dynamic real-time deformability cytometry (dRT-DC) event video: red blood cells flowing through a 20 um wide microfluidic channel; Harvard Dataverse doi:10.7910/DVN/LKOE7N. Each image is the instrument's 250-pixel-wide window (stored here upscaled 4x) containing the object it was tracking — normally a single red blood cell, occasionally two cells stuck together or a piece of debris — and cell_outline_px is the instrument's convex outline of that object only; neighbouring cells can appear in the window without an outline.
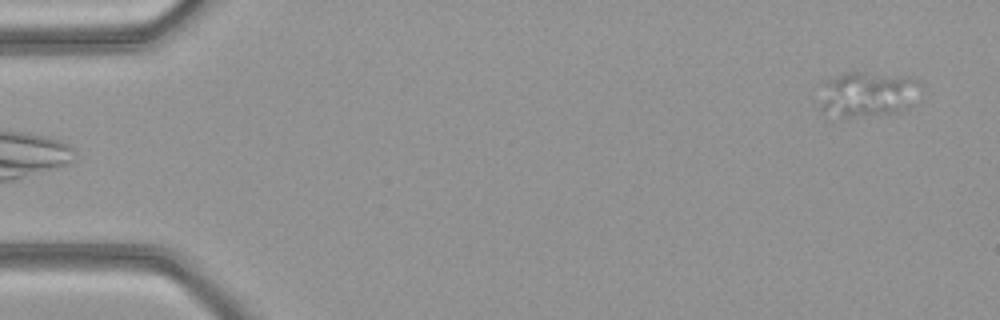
{"species": "common noctule bat (a hibernating species)", "species_latin": "Nyctalus noctula", "temperature_condition": "warm", "stored_images_in_passage": 49, "camera_frame_rate_fps": 3000, "um_per_image_px": 0.085, "animal": {"sex": "female", "body_mass_g": 21.9}, "frame": {"image": 1, "passage_image": 2, "time_ms": 0.333, "image_size_px": [1000, 320], "cell_outline_px": [[920, 84], [900, 108], [896, 112], [848, 116], [844, 116], [820, 108], [820, 104], [824, 80], [844, 72], [864, 72], [908, 76], [920, 80]], "centroid_in_image_um": [73.64, 7.92], "position_along_channel_um": 11.4, "area_um2": 25.03}}
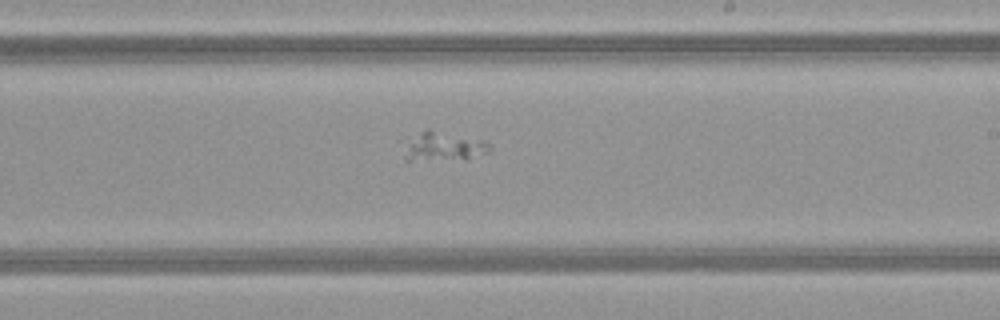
{"frame": {"image": 2, "passage_image": 29, "time_ms": 9.333, "image_size_px": [1000, 320], "cell_outline_px": [[492, 152], [464, 160], [404, 160], [408, 144], [420, 132], [428, 128], [484, 140], [492, 148]], "centroid_in_image_um": [37.82, 12.47], "position_along_channel_um": 251.2, "area_um2": 14.51}}
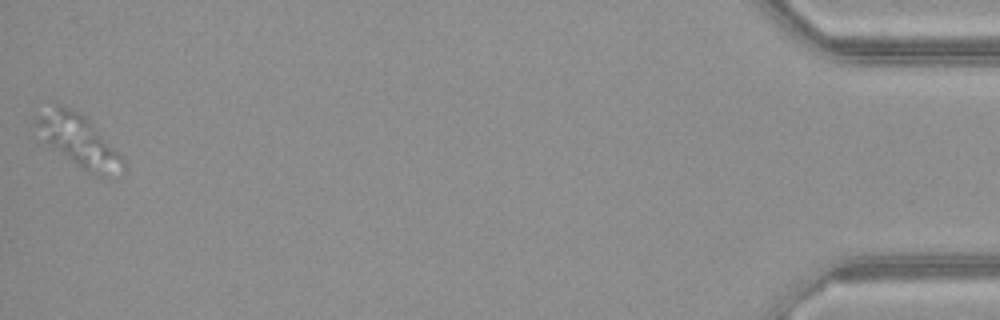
{"frame": {"image": 3, "passage_image": 49, "time_ms": 16.0, "image_size_px": [1000, 320], "cell_outline_px": [[128, 168], [100, 176], [88, 172], [76, 164], [48, 144], [32, 120], [52, 100], [80, 112], [120, 152], [128, 164]], "centroid_in_image_um": [6.68, 11.88], "position_along_channel_um": 428.5, "area_um2": 26.24}}